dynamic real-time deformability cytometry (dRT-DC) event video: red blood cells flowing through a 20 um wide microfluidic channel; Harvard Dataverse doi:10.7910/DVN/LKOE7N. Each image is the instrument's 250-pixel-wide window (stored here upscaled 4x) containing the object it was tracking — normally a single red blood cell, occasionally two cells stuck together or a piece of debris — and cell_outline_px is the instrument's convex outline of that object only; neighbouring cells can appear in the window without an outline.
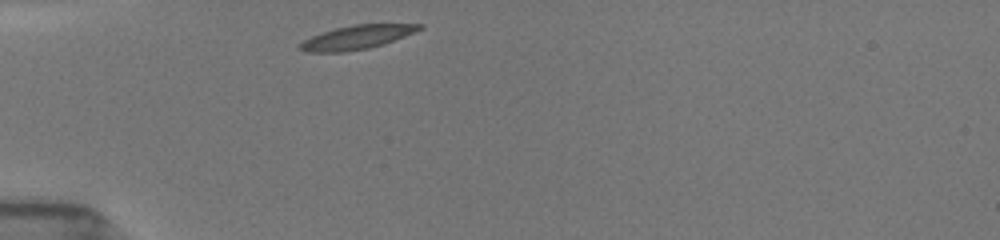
{"species": "common noctule bat (a hibernating species)", "species_latin": "Nyctalus noctula", "temperature_condition": "room temperature", "stored_images_in_passage": 8, "camera_frame_rate_fps": 3000, "um_per_image_px": 0.085, "animal": {"sex": "female", "body_mass_g": 19.5, "forearm_length_mm": 54.1}, "frame": {"image": 1, "passage_image": 1, "time_ms": 0.0, "image_size_px": [1000, 240], "cell_outline_px": [[424, 28], [384, 44], [368, 48], [344, 52], [304, 52], [296, 48], [304, 40], [312, 36], [336, 28], [352, 24], [424, 24]], "centroid_in_image_um": [30.32, 3.17], "position_along_channel_um": 54.7, "area_um2": 16.53}}
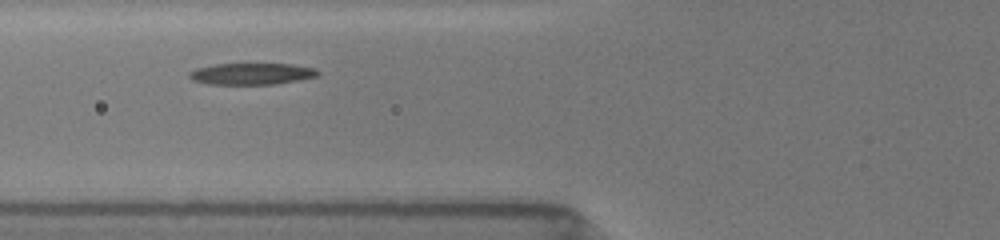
{"frame": {"image": 2, "passage_image": 4, "time_ms": 1.667, "image_size_px": [1000, 240], "cell_outline_px": [[320, 72], [316, 76], [276, 84], [208, 84], [192, 80], [188, 76], [188, 72], [196, 68], [216, 64], [292, 64], [316, 68]], "centroid_in_image_um": [21.36, 6.27], "position_along_channel_um": 104.4, "area_um2": 16.07}}
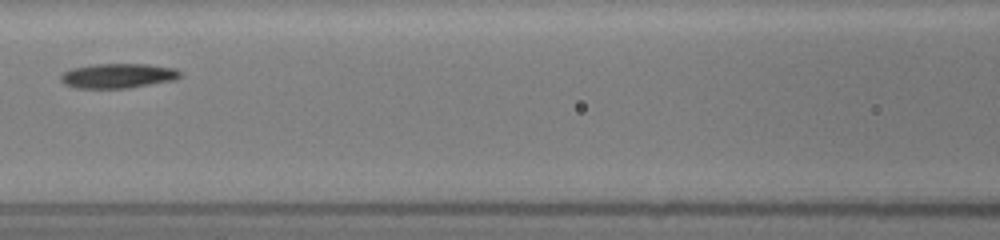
{"frame": {"image": 3, "passage_image": 7, "time_ms": 3.0, "image_size_px": [1000, 240], "cell_outline_px": [[180, 76], [176, 80], [128, 88], [76, 88], [64, 84], [60, 80], [60, 76], [64, 72], [72, 68], [96, 64], [148, 64], [176, 68], [180, 72]], "centroid_in_image_um": [10.04, 6.44], "position_along_channel_um": 156.6, "area_um2": 17.22}}